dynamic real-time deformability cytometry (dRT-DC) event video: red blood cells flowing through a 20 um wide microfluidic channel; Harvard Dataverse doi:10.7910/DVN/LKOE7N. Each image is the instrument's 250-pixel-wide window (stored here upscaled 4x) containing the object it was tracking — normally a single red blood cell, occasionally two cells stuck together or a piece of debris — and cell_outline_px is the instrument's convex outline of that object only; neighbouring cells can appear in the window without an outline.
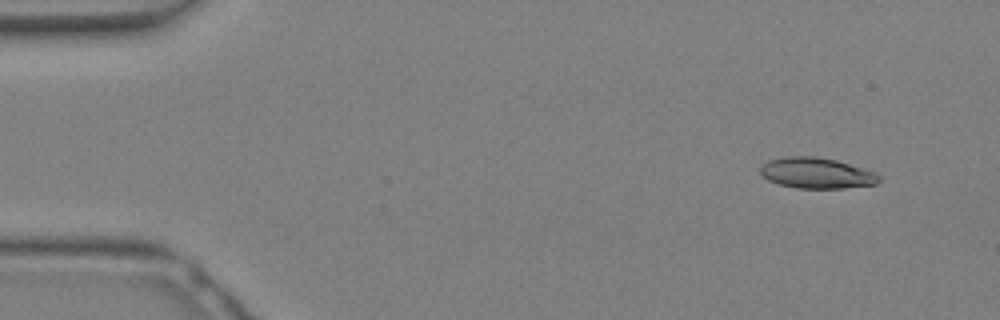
{"species": "Egyptian fruit bat (a non-hibernating species)", "species_latin": "Rousettus aegyptiacus", "temperature_condition": "warm", "stored_images_in_passage": 23, "camera_frame_rate_fps": 3000, "um_per_image_px": 0.085, "animal": {"sex": "female"}, "frame": {"image": 1, "passage_image": 3, "time_ms": 0.667, "image_size_px": [1000, 320], "cell_outline_px": [[880, 180], [876, 184], [844, 188], [796, 188], [780, 184], [768, 180], [760, 172], [760, 168], [768, 160], [784, 156], [816, 156], [836, 160], [876, 172], [880, 176]], "centroid_in_image_um": [69.42, 14.7], "position_along_channel_um": 15.6, "area_um2": 21.27}}
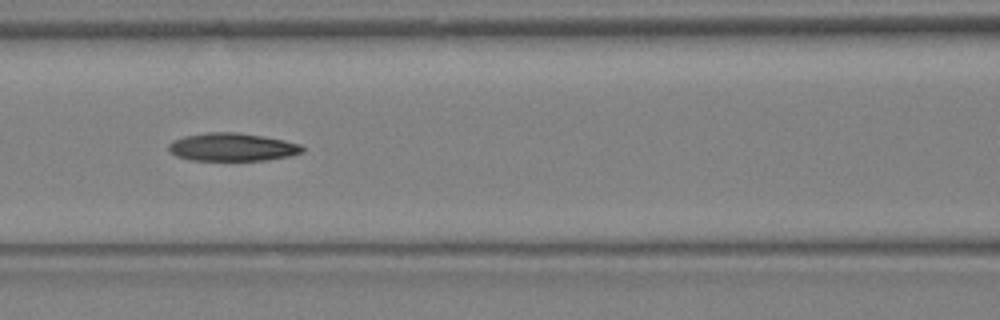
{"frame": {"image": 2, "passage_image": 14, "time_ms": 4.333, "image_size_px": [1000, 320], "cell_outline_px": [[304, 152], [292, 156], [268, 160], [188, 160], [176, 156], [168, 152], [168, 144], [172, 140], [184, 136], [208, 132], [236, 132], [284, 140], [300, 144], [304, 148]], "centroid_in_image_um": [19.72, 12.51], "position_along_channel_um": 146.9, "area_um2": 22.02}}
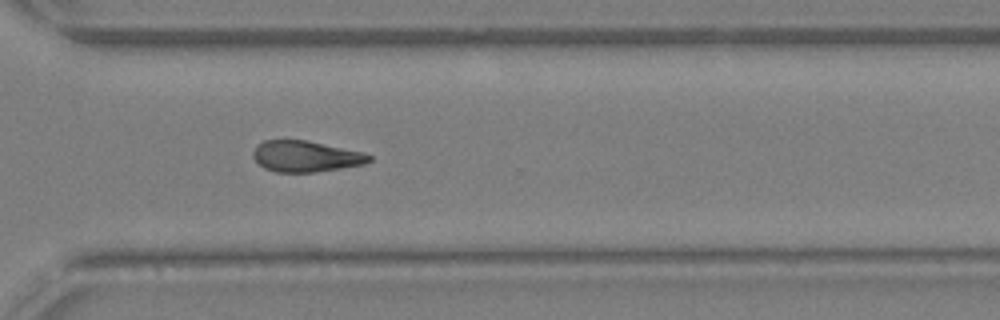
{"frame": {"image": 3, "passage_image": 23, "time_ms": 7.333, "image_size_px": [1000, 320], "cell_outline_px": [[372, 160], [364, 164], [340, 168], [312, 172], [276, 172], [264, 168], [252, 156], [252, 152], [256, 144], [264, 140], [308, 140], [360, 152], [372, 156]], "centroid_in_image_um": [25.94, 13.28], "position_along_channel_um": 344.7, "area_um2": 20.87}}